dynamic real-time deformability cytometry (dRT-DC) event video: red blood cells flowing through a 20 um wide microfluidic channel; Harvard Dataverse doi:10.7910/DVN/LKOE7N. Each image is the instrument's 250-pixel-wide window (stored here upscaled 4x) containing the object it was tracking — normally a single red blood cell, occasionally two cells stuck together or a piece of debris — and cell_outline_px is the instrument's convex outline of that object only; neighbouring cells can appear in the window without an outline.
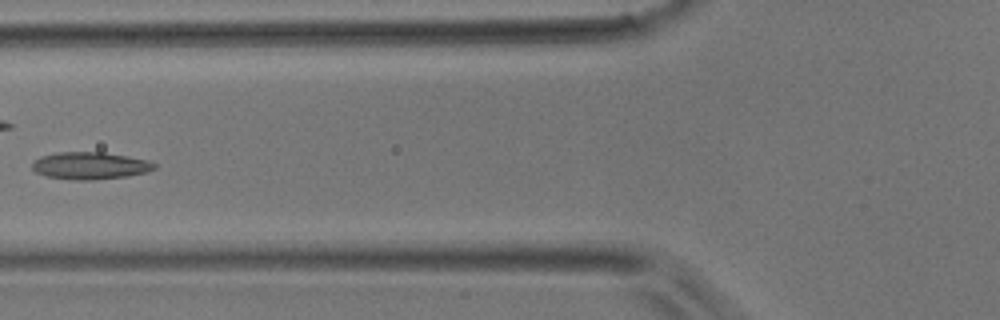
{"species": "common noctule bat (a hibernating species)", "species_latin": "Nyctalus noctula", "temperature_condition": "room temperature", "stored_images_in_passage": 5, "camera_frame_rate_fps": 3000, "um_per_image_px": 0.085, "animal": {"sex": "male", "body_mass_g": 17.9}, "frame": {"image": 1, "passage_image": 5, "time_ms": 1.333, "image_size_px": [1000, 320], "cell_outline_px": [[156, 168], [148, 172], [128, 176], [96, 180], [76, 180], [48, 176], [36, 172], [32, 168], [32, 164], [40, 156], [56, 152], [104, 152], [128, 156], [148, 160], [156, 164]], "centroid_in_image_um": [7.7, 14.08], "position_along_channel_um": 118.1, "area_um2": 19.48}}